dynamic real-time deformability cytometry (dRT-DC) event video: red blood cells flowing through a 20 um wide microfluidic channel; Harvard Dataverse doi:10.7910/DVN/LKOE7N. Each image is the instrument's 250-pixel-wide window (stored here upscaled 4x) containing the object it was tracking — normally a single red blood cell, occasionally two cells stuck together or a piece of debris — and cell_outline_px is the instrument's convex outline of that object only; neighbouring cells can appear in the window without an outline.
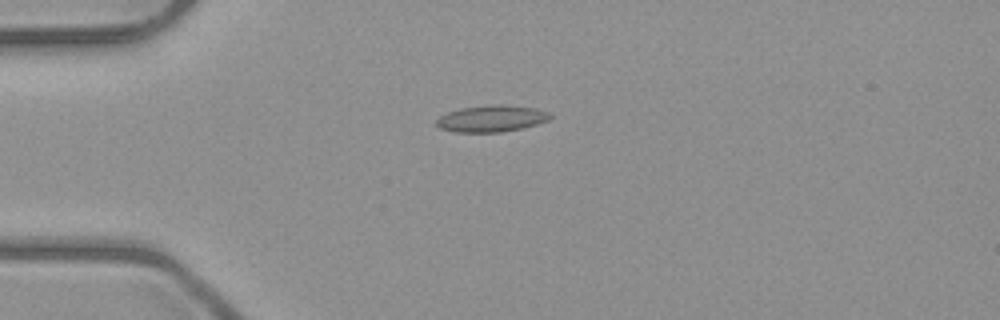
{"species": "common noctule bat (a hibernating species)", "species_latin": "Nyctalus noctula", "temperature_condition": "room temperature", "stored_images_in_passage": 6, "camera_frame_rate_fps": 3000, "um_per_image_px": 0.085, "animal": {"sex": "male", "body_mass_g": 23.1, "forearm_length_mm": 52.7}, "frame": {"image": 1, "passage_image": 4, "time_ms": 3.667, "image_size_px": [1000, 320], "cell_outline_px": [[552, 116], [548, 120], [524, 128], [500, 132], [456, 132], [440, 128], [436, 124], [436, 120], [440, 116], [448, 112], [460, 108], [536, 108], [548, 112]], "centroid_in_image_um": [41.74, 10.15], "position_along_channel_um": 43.3, "area_um2": 16.42}}
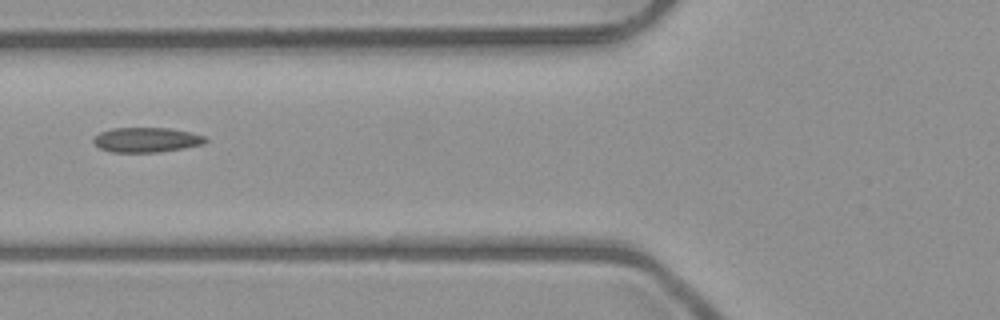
{"frame": {"image": 2, "passage_image": 6, "time_ms": 6.0, "image_size_px": [1000, 320], "cell_outline_px": [[208, 140], [204, 144], [184, 148], [156, 152], [112, 152], [100, 148], [92, 140], [100, 132], [112, 128], [168, 128], [192, 132], [204, 136]], "centroid_in_image_um": [12.48, 11.88], "position_along_channel_um": 113.3, "area_um2": 16.13}}